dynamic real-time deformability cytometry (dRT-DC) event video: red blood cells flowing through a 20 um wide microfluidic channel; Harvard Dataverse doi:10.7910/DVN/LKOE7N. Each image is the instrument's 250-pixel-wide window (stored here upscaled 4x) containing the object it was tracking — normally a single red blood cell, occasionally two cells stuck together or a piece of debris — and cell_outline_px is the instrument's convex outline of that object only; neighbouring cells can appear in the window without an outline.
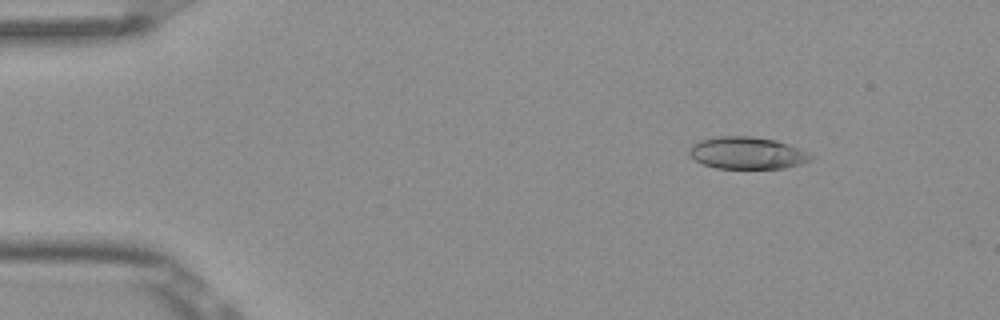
{"species": "Egyptian fruit bat (a non-hibernating species)", "species_latin": "Rousettus aegyptiacus", "temperature_condition": "room temperature", "stored_images_in_passage": 6, "camera_frame_rate_fps": 3000, "um_per_image_px": 0.085, "frame": {"image": 1, "passage_image": 1, "time_ms": 0.0, "image_size_px": [1000, 320], "cell_outline_px": [[816, 156], [812, 160], [800, 164], [784, 168], [716, 168], [704, 164], [696, 160], [688, 152], [688, 148], [692, 144], [700, 140], [720, 136], [752, 136], [776, 140], [788, 144], [808, 152]], "centroid_in_image_um": [63.53, 13.0], "position_along_channel_um": 21.5, "area_um2": 22.77}}
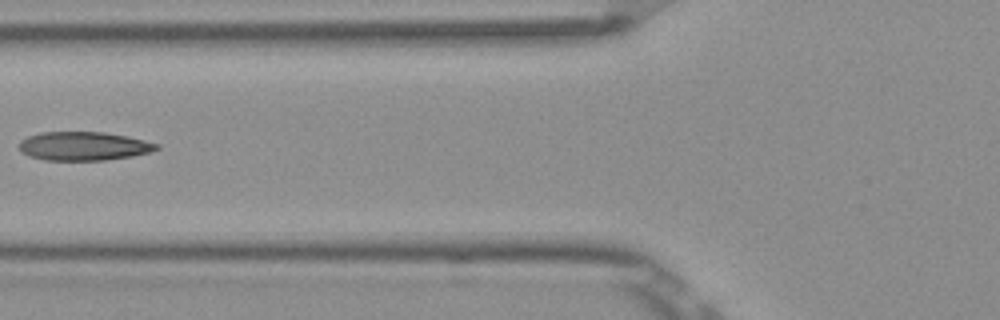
{"frame": {"image": 2, "passage_image": 5, "time_ms": 1.333, "image_size_px": [1000, 320], "cell_outline_px": [[160, 148], [148, 152], [132, 156], [104, 160], [44, 160], [28, 156], [20, 152], [20, 140], [28, 136], [40, 132], [104, 132], [128, 136], [160, 144]], "centroid_in_image_um": [7.1, 12.41], "position_along_channel_um": 118.7, "area_um2": 23.06}}
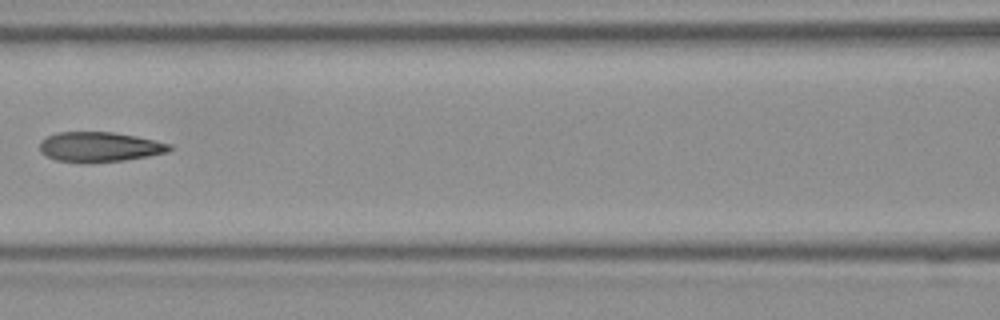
{"frame": {"image": 3, "passage_image": 6, "time_ms": 1.667, "image_size_px": [1000, 320], "cell_outline_px": [[172, 148], [168, 152], [148, 156], [124, 160], [56, 160], [40, 152], [40, 140], [56, 132], [112, 132], [136, 136], [172, 144]], "centroid_in_image_um": [8.49, 12.44], "position_along_channel_um": 158.1, "area_um2": 21.85}}